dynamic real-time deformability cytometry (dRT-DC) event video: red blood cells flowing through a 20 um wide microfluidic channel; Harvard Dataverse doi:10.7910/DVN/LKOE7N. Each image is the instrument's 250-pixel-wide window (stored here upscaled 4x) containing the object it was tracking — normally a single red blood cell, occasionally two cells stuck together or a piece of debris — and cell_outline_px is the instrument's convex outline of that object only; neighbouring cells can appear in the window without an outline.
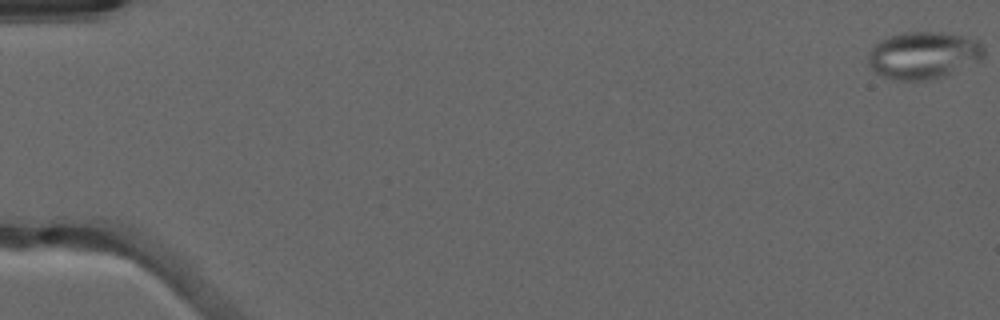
{"species": "common noctule bat (a hibernating species)", "species_latin": "Nyctalus noctula", "temperature_condition": "warm", "stored_images_in_passage": 52, "camera_frame_rate_fps": 3000, "um_per_image_px": 0.085, "animal": {"sex": "male", "forearm_length_mm": 52.5}, "frame": {"image": 1, "passage_image": 1, "time_ms": 0.0, "image_size_px": [1000, 320], "cell_outline_px": [[984, 56], [980, 60], [944, 76], [928, 80], [896, 80], [884, 76], [876, 72], [868, 64], [868, 52], [880, 40], [888, 36], [904, 32], [940, 32], [960, 36], [976, 40], [984, 48]], "centroid_in_image_um": [78.46, 4.69], "position_along_channel_um": 6.5, "area_um2": 31.56}}
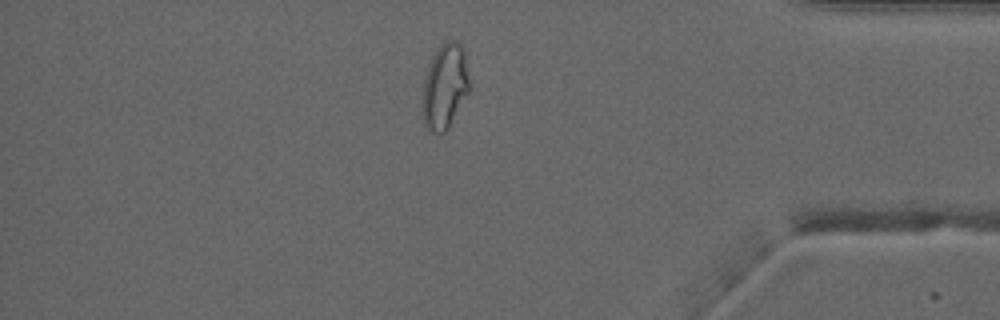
{"frame": {"image": 2, "passage_image": 45, "time_ms": 14.667, "image_size_px": [1000, 320], "cell_outline_px": [[468, 92], [448, 128], [444, 132], [432, 132], [424, 124], [420, 96], [424, 80], [432, 56], [436, 48], [444, 40], [456, 40], [464, 48], [468, 80]], "centroid_in_image_um": [37.77, 7.31], "position_along_channel_um": 397.4, "area_um2": 23.29}, "authors_computed_cell_mechanics": {"area_um2": 25.0852, "velocity_mm_per_s": 4.0432, "shape_relaxation_time_tau1_ms": null, "shape_relaxation_time_tau2_ms": 1.2829, "deformation_change_tau1": null, "deformation_change_tau2": 0.0772}}